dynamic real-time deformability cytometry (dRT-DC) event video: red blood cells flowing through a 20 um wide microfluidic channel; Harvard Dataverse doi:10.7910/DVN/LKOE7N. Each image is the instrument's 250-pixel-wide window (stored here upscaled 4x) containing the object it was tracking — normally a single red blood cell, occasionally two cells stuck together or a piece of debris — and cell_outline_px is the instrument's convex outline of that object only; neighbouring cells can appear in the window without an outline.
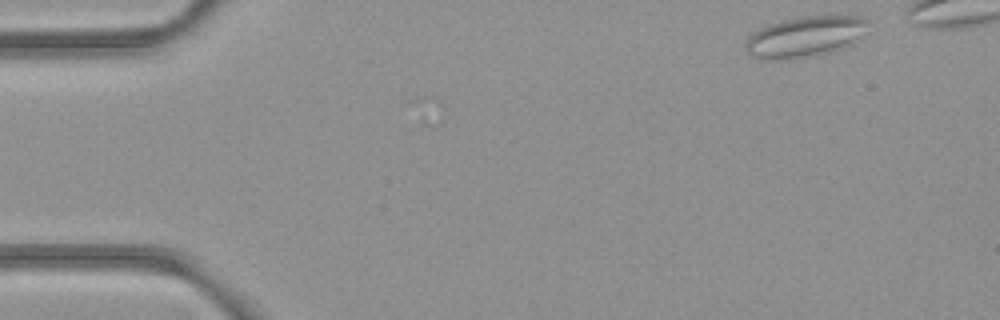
{"species": "common noctule bat (a hibernating species)", "species_latin": "Nyctalus noctula", "temperature_condition": "room temperature", "stored_images_in_passage": 43, "camera_frame_rate_fps": 3000, "um_per_image_px": 0.085, "animal": {"sex": "female", "body_mass_g": 21.9}, "frame": {"image": 1, "passage_image": 1, "time_ms": 0.0, "image_size_px": [1000, 320], "cell_outline_px": [[872, 20], [868, 32], [852, 44], [828, 52], [808, 56], [776, 60], [768, 60], [752, 56], [744, 48], [744, 44], [748, 36], [752, 32], [768, 24], [780, 20], [804, 16], [864, 16]], "centroid_in_image_um": [68.48, 3.09], "position_along_channel_um": 16.5, "area_um2": 29.48}}
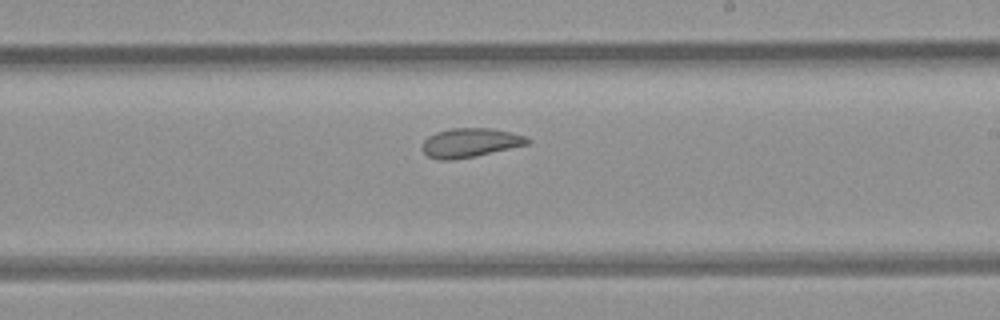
{"frame": {"image": 2, "passage_image": 27, "time_ms": 8.667, "image_size_px": [1000, 320], "cell_outline_px": [[532, 140], [528, 144], [476, 156], [452, 160], [440, 160], [428, 156], [424, 152], [424, 140], [428, 136], [436, 132], [452, 128], [492, 128], [512, 132], [528, 136]], "centroid_in_image_um": [40.01, 12.12], "position_along_channel_um": 249.0, "area_um2": 17.86}}
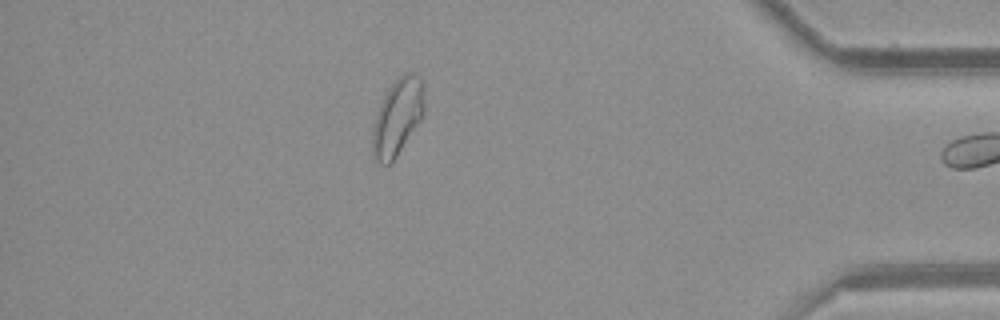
{"frame": {"image": 3, "passage_image": 42, "time_ms": 13.667, "image_size_px": [1000, 320], "cell_outline_px": [[424, 112], [420, 120], [396, 156], [388, 164], [380, 164], [372, 156], [372, 128], [376, 112], [388, 88], [404, 72], [412, 72], [420, 76], [424, 80]], "centroid_in_image_um": [33.79, 9.91], "position_along_channel_um": 401.4, "area_um2": 23.18}, "authors_computed_cell_mechanics": {"area_um2": 19.5942, "velocity_mm_per_s": 3.9437, "shape_relaxation_time_tau1_ms": null, "shape_relaxation_time_tau2_ms": 1.7462, "deformation_change_tau1": null, "deformation_change_tau2": 0.0886}}